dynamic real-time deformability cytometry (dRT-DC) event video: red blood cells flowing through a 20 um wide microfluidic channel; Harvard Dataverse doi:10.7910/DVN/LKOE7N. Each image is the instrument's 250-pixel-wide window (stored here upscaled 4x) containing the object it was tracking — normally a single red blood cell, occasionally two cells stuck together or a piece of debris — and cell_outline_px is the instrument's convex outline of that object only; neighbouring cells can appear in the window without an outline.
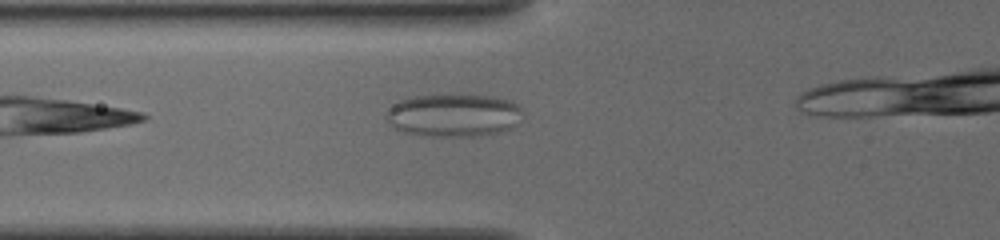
{"species": "common noctule bat (a hibernating species)", "species_latin": "Nyctalus noctula", "temperature_condition": "cold", "stored_images_in_passage": 8, "camera_frame_rate_fps": 3000, "um_per_image_px": 0.085, "animal": {"sex": "female", "body_mass_g": 19.5, "forearm_length_mm": 54.1}, "frame": {"image": 1, "passage_image": 3, "time_ms": 0.667, "image_size_px": [1000, 240], "cell_outline_px": [[516, 108], [508, 128], [500, 132], [480, 136], [424, 136], [404, 132], [396, 128], [388, 120], [388, 112], [400, 100], [416, 96], [492, 96], [508, 100], [516, 104]], "centroid_in_image_um": [38.44, 9.82], "position_along_channel_um": 87.4, "area_um2": 32.31}}